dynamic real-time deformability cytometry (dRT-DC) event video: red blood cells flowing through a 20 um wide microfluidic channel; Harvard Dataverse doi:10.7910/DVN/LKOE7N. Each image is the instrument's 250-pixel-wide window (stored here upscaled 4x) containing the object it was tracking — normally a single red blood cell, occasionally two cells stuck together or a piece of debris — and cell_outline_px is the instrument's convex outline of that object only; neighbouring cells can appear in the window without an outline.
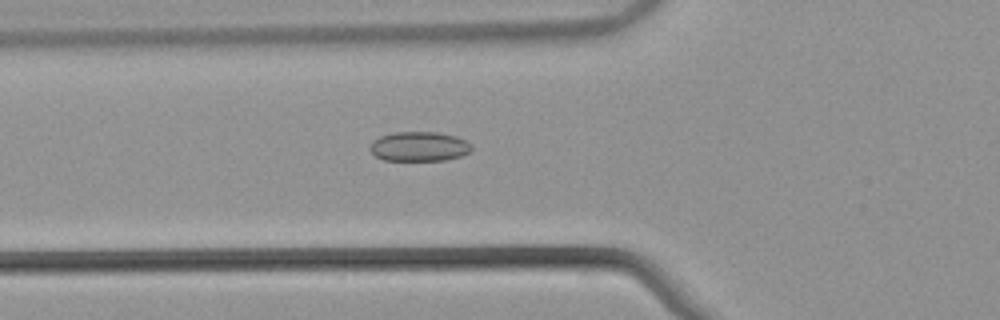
{"species": "common noctule bat (a hibernating species)", "species_latin": "Nyctalus noctula", "temperature_condition": "warm", "stored_images_in_passage": 54, "camera_frame_rate_fps": 3000, "um_per_image_px": 0.085, "animal": {"sex": "male", "body_mass_g": 21.5, "forearm_length_mm": 52.0}, "frame": {"image": 1, "passage_image": 20, "time_ms": 6.333, "image_size_px": [1000, 320], "cell_outline_px": [[472, 148], [468, 152], [460, 156], [444, 160], [384, 160], [376, 156], [368, 148], [372, 140], [380, 136], [392, 132], [436, 132], [456, 136], [472, 144]], "centroid_in_image_um": [35.59, 12.44], "position_along_channel_um": 90.2, "area_um2": 17.51}}
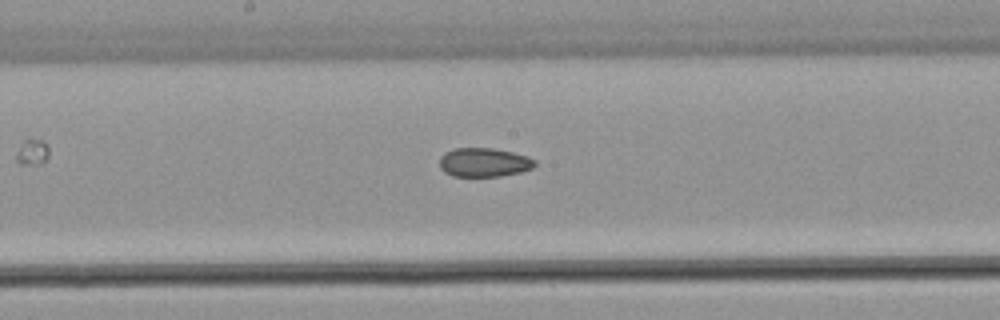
{"frame": {"image": 2, "passage_image": 29, "time_ms": 9.333, "image_size_px": [1000, 320], "cell_outline_px": [[536, 164], [532, 168], [520, 172], [500, 176], [452, 176], [444, 172], [440, 168], [440, 156], [444, 152], [456, 148], [492, 148], [512, 152], [528, 156], [536, 160]], "centroid_in_image_um": [41.13, 13.8], "position_along_channel_um": 207.1, "area_um2": 16.13}}
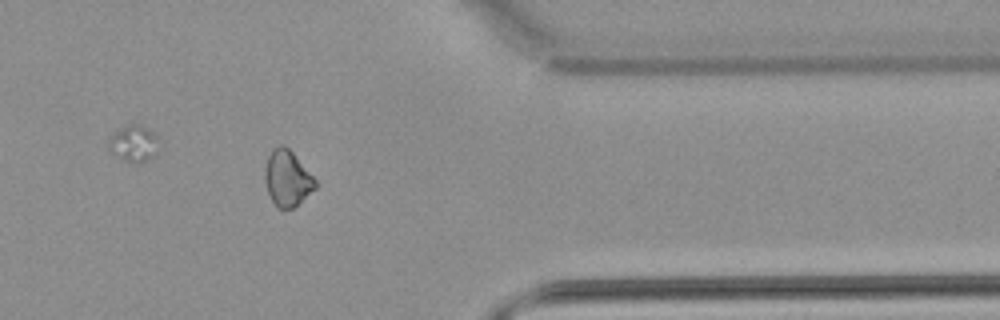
{"frame": {"image": 3, "passage_image": 44, "time_ms": 14.333, "image_size_px": [1000, 320], "cell_outline_px": [[316, 188], [292, 208], [276, 208], [268, 192], [264, 180], [264, 172], [268, 156], [272, 148], [280, 144], [284, 144], [292, 152], [316, 180]], "centroid_in_image_um": [24.39, 15.14], "position_along_channel_um": 387.0, "area_um2": 16.24}, "authors_computed_cell_mechanics": {"area_um2": 17.3978, "velocity_mm_per_s": 3.8842, "shape_relaxation_time_tau1_ms": null, "shape_relaxation_time_tau2_ms": 4.7214, "deformation_change_tau1": null, "deformation_change_tau2": 0.0935}}